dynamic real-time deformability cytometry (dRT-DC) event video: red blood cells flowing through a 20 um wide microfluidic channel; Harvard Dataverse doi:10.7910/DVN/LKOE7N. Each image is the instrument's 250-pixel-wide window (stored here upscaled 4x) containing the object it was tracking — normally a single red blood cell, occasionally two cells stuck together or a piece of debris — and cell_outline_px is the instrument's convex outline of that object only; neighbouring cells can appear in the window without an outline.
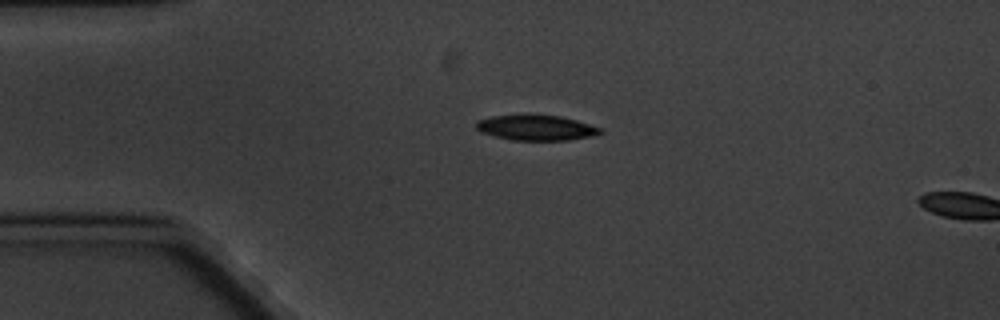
{"species": "common noctule bat (a hibernating species)", "species_latin": "Nyctalus noctula", "temperature_condition": "cold", "stored_images_in_passage": 1, "camera_frame_rate_fps": 3000, "um_per_image_px": 0.085, "animal": {"sex": "male", "body_mass_g": 20.1, "forearm_length_mm": 53.5}, "frame": {"image": 1, "passage_image": 1, "time_ms": 0.0, "image_size_px": [1000, 320], "cell_outline_px": [[604, 132], [592, 136], [568, 140], [512, 140], [480, 132], [476, 128], [476, 120], [492, 116], [560, 116], [576, 120], [600, 128]], "centroid_in_image_um": [45.57, 10.87], "position_along_channel_um": 39.4, "area_um2": 17.86}}